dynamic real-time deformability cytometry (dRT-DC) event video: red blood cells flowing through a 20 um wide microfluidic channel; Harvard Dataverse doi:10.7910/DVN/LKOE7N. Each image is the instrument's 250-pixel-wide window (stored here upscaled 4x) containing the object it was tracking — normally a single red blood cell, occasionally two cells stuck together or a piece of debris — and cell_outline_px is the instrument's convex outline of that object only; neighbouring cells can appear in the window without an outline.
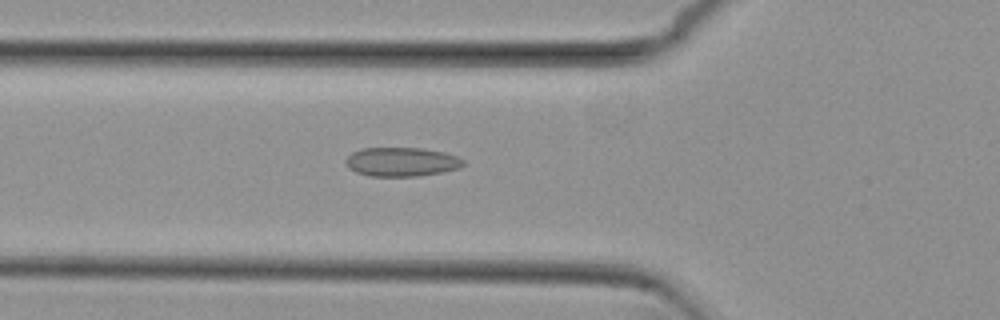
{"species": "common noctule bat (a hibernating species)", "species_latin": "Nyctalus noctula", "temperature_condition": "cold", "stored_images_in_passage": 53, "camera_frame_rate_fps": 3000, "um_per_image_px": 0.085, "animal": {"sex": "female", "body_mass_g": 29.2, "forearm_length_mm": 56.3}, "frame": {"image": 1, "passage_image": 18, "time_ms": 5.667, "image_size_px": [1000, 320], "cell_outline_px": [[464, 164], [460, 168], [440, 172], [416, 176], [368, 176], [356, 172], [348, 168], [344, 160], [352, 152], [360, 148], [424, 148], [444, 152], [456, 156], [464, 160]], "centroid_in_image_um": [34.1, 13.75], "position_along_channel_um": 91.7, "area_um2": 19.94}}
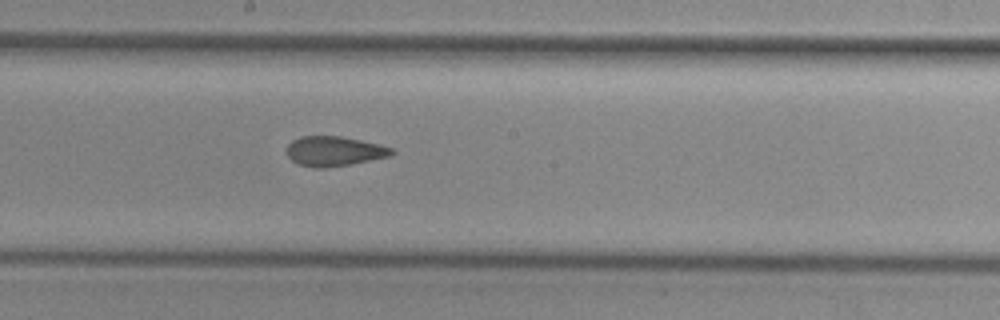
{"frame": {"image": 2, "passage_image": 28, "time_ms": 9.0, "image_size_px": [1000, 320], "cell_outline_px": [[396, 152], [392, 156], [348, 164], [324, 168], [312, 168], [296, 164], [288, 156], [288, 144], [292, 140], [300, 136], [340, 136], [360, 140], [392, 148]], "centroid_in_image_um": [28.39, 12.86], "position_along_channel_um": 219.8, "area_um2": 18.15}}
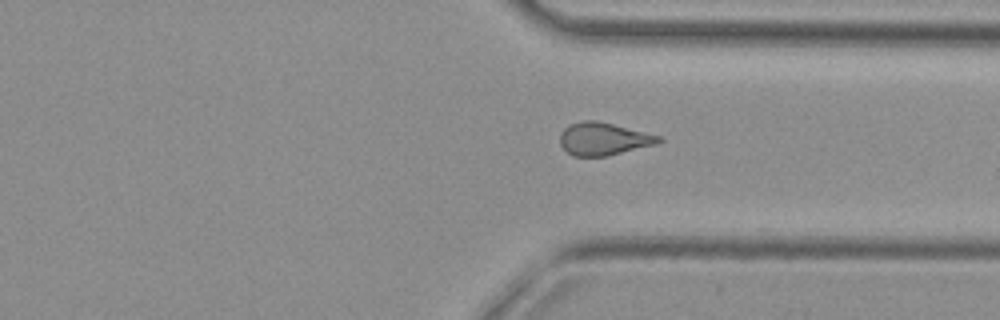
{"frame": {"image": 3, "passage_image": 39, "time_ms": 12.667, "image_size_px": [1000, 320], "cell_outline_px": [[664, 140], [656, 144], [608, 156], [572, 156], [560, 144], [560, 132], [568, 124], [580, 120], [596, 120], [664, 136]], "centroid_in_image_um": [51.32, 11.79], "position_along_channel_um": 360.1, "area_um2": 19.07}, "authors_computed_cell_mechanics": {"area_um2": 19.1318, "velocity_mm_per_s": 3.8252, "shape_relaxation_time_tau1_ms": null, "shape_relaxation_time_tau2_ms": 2.8488, "deformation_change_tau1": null, "deformation_change_tau2": 0.0867}}